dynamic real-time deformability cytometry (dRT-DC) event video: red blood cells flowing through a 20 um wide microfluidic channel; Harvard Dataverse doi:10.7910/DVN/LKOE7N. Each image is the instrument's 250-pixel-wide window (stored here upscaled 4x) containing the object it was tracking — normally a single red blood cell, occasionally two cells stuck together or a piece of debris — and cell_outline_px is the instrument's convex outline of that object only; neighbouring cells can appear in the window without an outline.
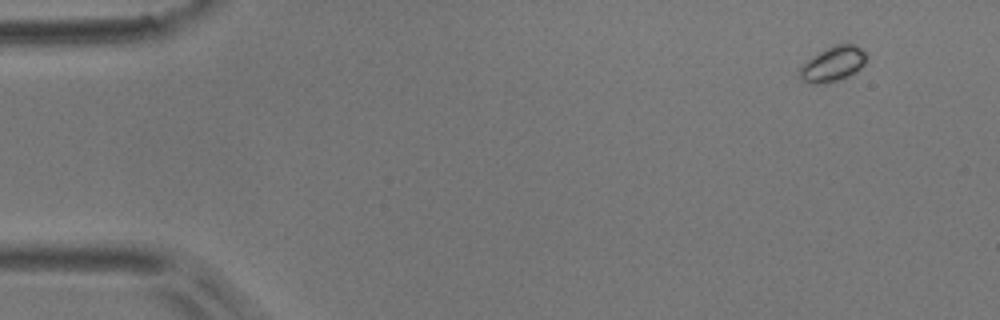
{"species": "common noctule bat (a hibernating species)", "species_latin": "Nyctalus noctula", "temperature_condition": "room temperature", "stored_images_in_passage": 4, "camera_frame_rate_fps": 3000, "um_per_image_px": 0.085, "animal": {"sex": "male", "body_mass_g": 17.9}, "frame": {"image": 1, "passage_image": 1, "time_ms": 0.0, "image_size_px": [1000, 320], "cell_outline_px": [[864, 64], [860, 68], [848, 76], [836, 80], [816, 84], [804, 80], [800, 76], [800, 68], [808, 60], [820, 52], [836, 44], [852, 44], [860, 48], [864, 52]], "centroid_in_image_um": [70.8, 5.43], "position_along_channel_um": 14.2, "area_um2": 12.83}}
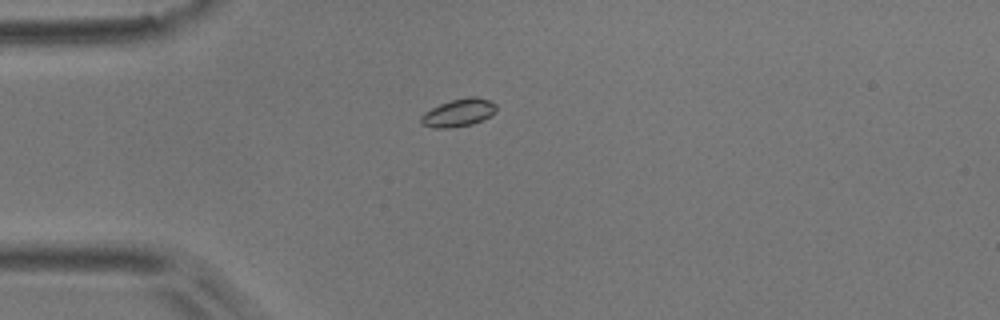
{"frame": {"image": 2, "passage_image": 4, "time_ms": 3.333, "image_size_px": [1000, 320], "cell_outline_px": [[496, 112], [472, 124], [448, 128], [436, 128], [420, 124], [420, 116], [424, 112], [440, 104], [452, 100], [468, 96], [476, 96], [492, 100], [496, 104]], "centroid_in_image_um": [38.97, 9.56], "position_along_channel_um": 46.0, "area_um2": 12.2}}